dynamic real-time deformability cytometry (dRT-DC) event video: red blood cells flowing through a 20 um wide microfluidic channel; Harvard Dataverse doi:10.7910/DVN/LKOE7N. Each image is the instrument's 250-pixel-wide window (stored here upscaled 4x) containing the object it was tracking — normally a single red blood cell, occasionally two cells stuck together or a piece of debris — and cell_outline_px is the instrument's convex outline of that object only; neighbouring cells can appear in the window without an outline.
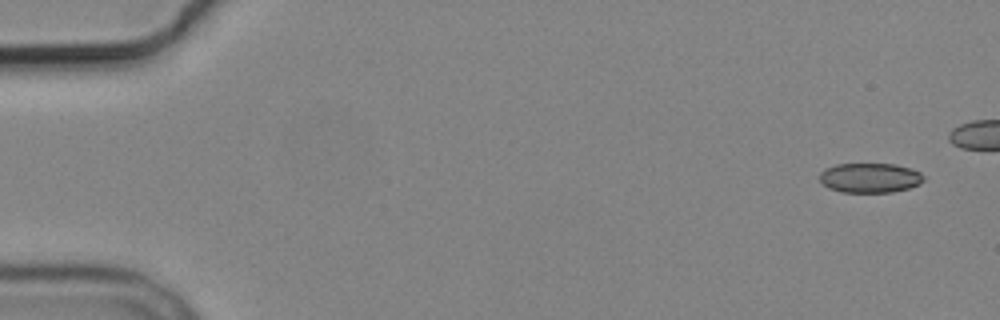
{"species": "common noctule bat (a hibernating species)", "species_latin": "Nyctalus noctula", "temperature_condition": "cold", "stored_images_in_passage": 5, "camera_frame_rate_fps": 3000, "um_per_image_px": 0.085, "animal": {"sex": "male", "body_mass_g": 19.2, "forearm_length_mm": 51.8}, "frame": {"image": 1, "passage_image": 1, "time_ms": 0.0, "image_size_px": [1000, 320], "cell_outline_px": [[924, 180], [920, 184], [908, 188], [892, 192], [840, 192], [828, 188], [820, 180], [820, 172], [836, 164], [896, 164], [920, 172], [924, 176]], "centroid_in_image_um": [73.95, 15.12], "position_along_channel_um": 11.0, "area_um2": 17.92}}